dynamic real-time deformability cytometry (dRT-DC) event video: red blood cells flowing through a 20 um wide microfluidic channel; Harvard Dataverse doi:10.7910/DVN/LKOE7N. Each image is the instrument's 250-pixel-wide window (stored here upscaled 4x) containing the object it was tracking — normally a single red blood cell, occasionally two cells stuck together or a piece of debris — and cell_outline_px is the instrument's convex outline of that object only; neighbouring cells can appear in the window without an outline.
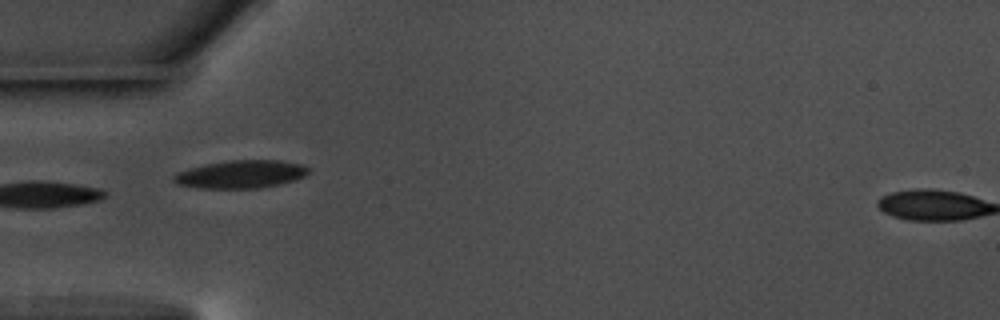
{"species": "common noctule bat (a hibernating species)", "species_latin": "Nyctalus noctula", "temperature_condition": "warm", "stored_images_in_passage": 9, "camera_frame_rate_fps": 3000, "um_per_image_px": 0.085, "animal": {"sex": "male", "body_mass_g": 17.5, "forearm_length_mm": 52.3}, "frame": {"image": 1, "passage_image": 1, "time_ms": 0.0, "image_size_px": [1000, 320], "cell_outline_px": [[308, 172], [304, 176], [296, 180], [280, 184], [260, 188], [200, 188], [176, 184], [172, 180], [172, 176], [176, 172], [188, 168], [204, 164], [228, 160], [280, 160], [304, 164], [308, 168]], "centroid_in_image_um": [20.45, 14.8], "position_along_channel_um": 64.5, "area_um2": 22.2}}